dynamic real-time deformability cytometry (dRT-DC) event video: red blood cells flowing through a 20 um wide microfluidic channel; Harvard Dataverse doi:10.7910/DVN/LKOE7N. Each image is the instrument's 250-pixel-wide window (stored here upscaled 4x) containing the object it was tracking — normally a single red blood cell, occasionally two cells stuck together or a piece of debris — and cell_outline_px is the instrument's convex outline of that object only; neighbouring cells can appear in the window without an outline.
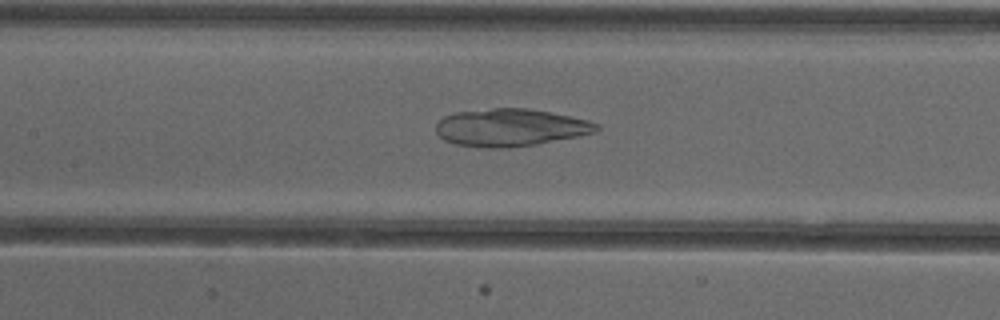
{"species": "common noctule bat (a hibernating species)", "species_latin": "Nyctalus noctula", "temperature_condition": "cold", "stored_images_in_passage": 53, "camera_frame_rate_fps": 3000, "um_per_image_px": 0.085, "animal": {"sex": "female"}, "frame": {"image": 1, "passage_image": 25, "time_ms": 8.0, "image_size_px": [1000, 320], "cell_outline_px": [[600, 128], [596, 132], [580, 136], [536, 144], [504, 148], [484, 148], [456, 144], [444, 140], [436, 132], [436, 124], [444, 116], [452, 112], [492, 108], [528, 108], [588, 120], [600, 124]], "centroid_in_image_um": [43.37, 10.84], "position_along_channel_um": 164.0, "area_um2": 35.2}}
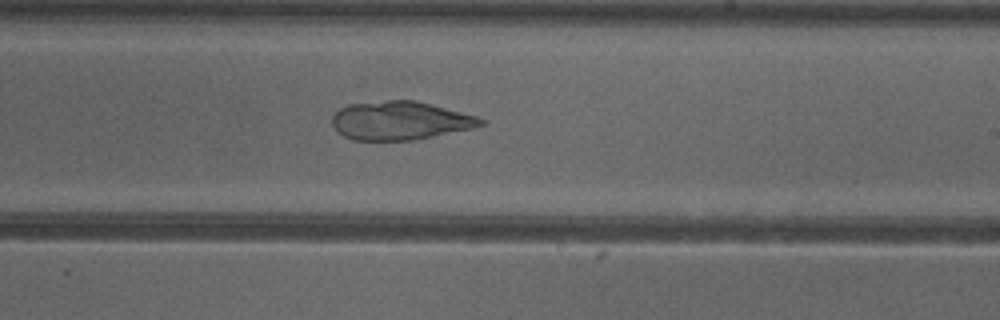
{"frame": {"image": 2, "passage_image": 32, "time_ms": 10.333, "image_size_px": [1000, 320], "cell_outline_px": [[488, 120], [484, 124], [472, 128], [412, 140], [352, 140], [344, 136], [332, 124], [332, 116], [340, 108], [348, 104], [388, 100], [412, 100], [476, 116]], "centroid_in_image_um": [33.98, 10.25], "position_along_channel_um": 255.0, "area_um2": 32.89}}
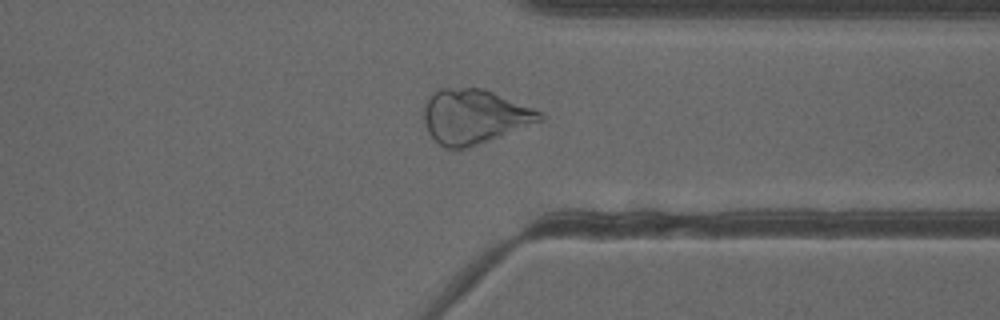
{"frame": {"image": 3, "passage_image": 41, "time_ms": 13.333, "image_size_px": [1000, 320], "cell_outline_px": [[548, 116], [544, 120], [468, 148], [444, 148], [428, 132], [424, 124], [424, 104], [428, 96], [436, 88], [484, 88], [544, 112]], "centroid_in_image_um": [40.33, 9.88], "position_along_channel_um": 371.1, "area_um2": 37.17}}